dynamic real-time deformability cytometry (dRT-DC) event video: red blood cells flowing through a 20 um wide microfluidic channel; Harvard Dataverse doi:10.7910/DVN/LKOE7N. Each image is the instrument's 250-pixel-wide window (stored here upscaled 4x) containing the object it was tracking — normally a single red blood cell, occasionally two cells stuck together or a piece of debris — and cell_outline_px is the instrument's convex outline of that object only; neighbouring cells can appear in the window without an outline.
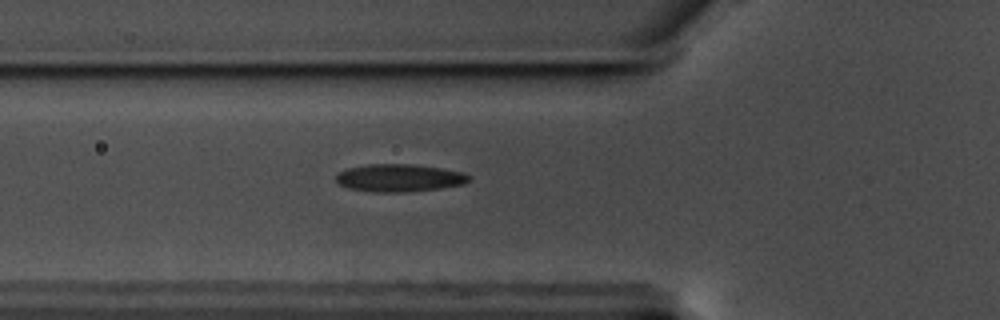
{"species": "common noctule bat (a hibernating species)", "species_latin": "Nyctalus noctula", "temperature_condition": "warm", "stored_images_in_passage": 39, "camera_frame_rate_fps": 3000, "um_per_image_px": 0.085, "animal": {"sex": "male", "body_mass_g": 17.5, "forearm_length_mm": 52.3}, "frame": {"image": 1, "passage_image": 2, "time_ms": 0.333, "image_size_px": [1000, 320], "cell_outline_px": [[472, 176], [464, 184], [440, 188], [404, 192], [372, 192], [348, 188], [340, 184], [336, 180], [336, 176], [340, 172], [348, 168], [368, 164], [408, 164], [440, 168], [464, 172]], "centroid_in_image_um": [33.95, 15.12], "position_along_channel_um": 91.9, "area_um2": 21.27}}
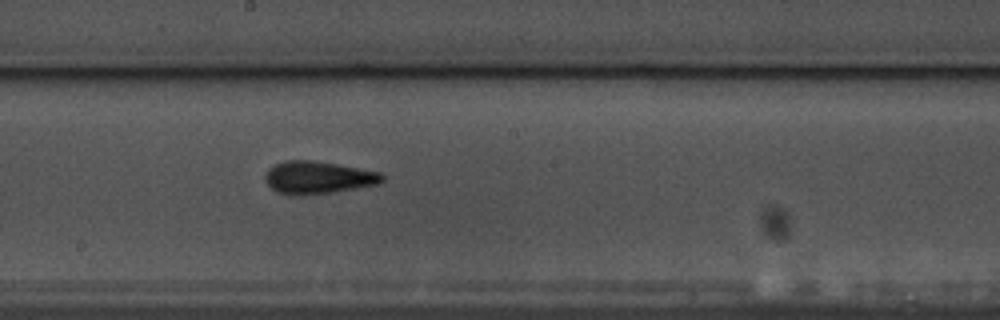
{"frame": {"image": 2, "passage_image": 13, "time_ms": 4.0, "image_size_px": [1000, 320], "cell_outline_px": [[384, 180], [380, 184], [332, 192], [300, 196], [292, 196], [276, 192], [268, 184], [264, 176], [268, 168], [284, 160], [312, 160], [336, 164], [380, 172], [384, 176]], "centroid_in_image_um": [27.01, 15.1], "position_along_channel_um": 221.2, "area_um2": 22.31}}
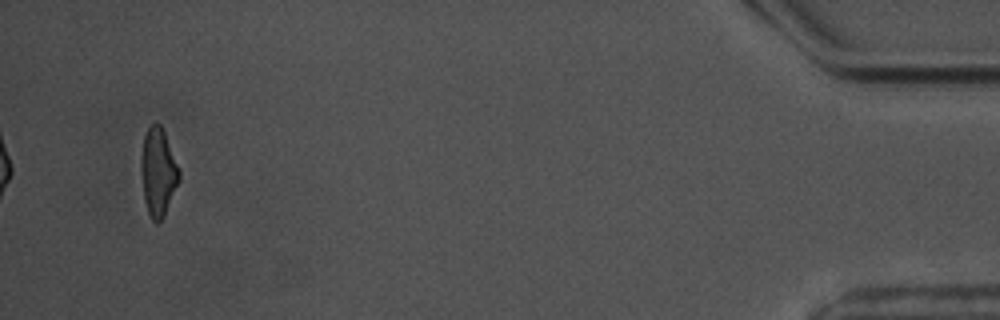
{"frame": {"image": 3, "passage_image": 37, "time_ms": 12.0, "image_size_px": [1000, 320], "cell_outline_px": [[180, 180], [164, 216], [156, 224], [152, 220], [148, 212], [144, 200], [140, 168], [140, 164], [144, 136], [148, 128], [152, 124], [160, 124], [164, 132], [180, 172]], "centroid_in_image_um": [13.43, 14.66], "position_along_channel_um": 421.8, "area_um2": 19.31}, "authors_computed_cell_mechanics": {"area_um2": 20.2878, "velocity_mm_per_s": 3.5257, "shape_relaxation_time_tau1_ms": 5.5455, "shape_relaxation_time_tau2_ms": 1.968, "deformation_change_tau1": 0.1405, "deformation_change_tau2": 0.0913}}